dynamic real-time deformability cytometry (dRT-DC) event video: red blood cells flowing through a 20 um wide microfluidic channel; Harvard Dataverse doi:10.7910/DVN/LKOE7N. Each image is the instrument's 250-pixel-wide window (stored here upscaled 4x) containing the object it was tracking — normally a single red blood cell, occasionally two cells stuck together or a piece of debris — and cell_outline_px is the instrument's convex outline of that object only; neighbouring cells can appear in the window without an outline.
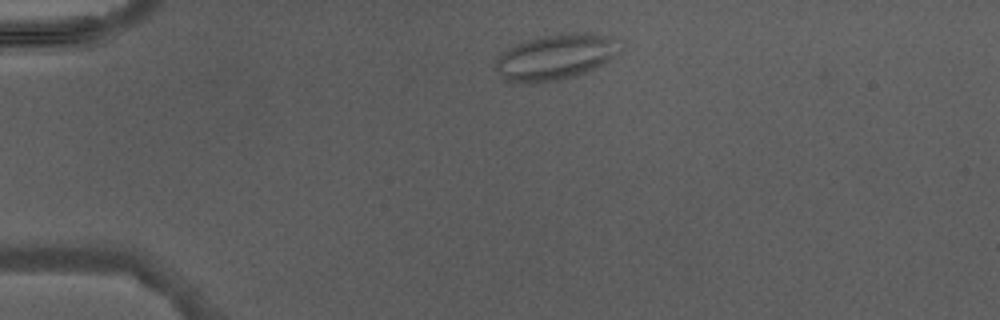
{"species": "Egyptian fruit bat (a non-hibernating species)", "species_latin": "Rousettus aegyptiacus", "temperature_condition": "warm", "stored_images_in_passage": 2, "camera_frame_rate_fps": 3000, "um_per_image_px": 0.085, "animal": {"sex": "male"}, "frame": {"image": 1, "passage_image": 1, "time_ms": 0.0, "image_size_px": [1000, 320], "cell_outline_px": [[624, 48], [620, 56], [584, 72], [572, 76], [556, 80], [528, 84], [520, 84], [504, 80], [496, 72], [492, 64], [512, 44], [536, 36], [572, 32], [580, 32], [612, 36], [620, 40], [624, 44]], "centroid_in_image_um": [47.25, 4.82], "position_along_channel_um": 37.7, "area_um2": 34.16}}
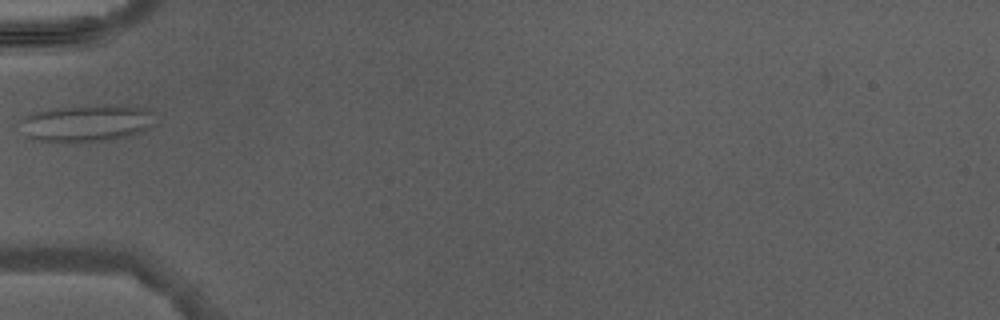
{"frame": {"image": 2, "passage_image": 2, "time_ms": 2.0, "image_size_px": [1000, 320], "cell_outline_px": [[156, 124], [140, 132], [124, 136], [100, 140], [32, 140], [28, 136], [20, 124], [20, 120], [36, 112], [52, 108], [120, 104], [132, 104], [148, 108], [152, 112]], "centroid_in_image_um": [7.46, 10.41], "position_along_channel_um": 77.5, "area_um2": 28.44}}